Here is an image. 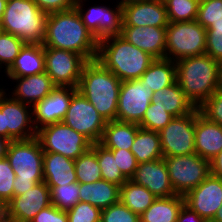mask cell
Returning a JSON list of instances; mask_svg holds the SVG:
<instances>
[{
  "mask_svg": "<svg viewBox=\"0 0 222 222\" xmlns=\"http://www.w3.org/2000/svg\"><path fill=\"white\" fill-rule=\"evenodd\" d=\"M42 45L75 52L87 61L95 60L98 53V41L75 8L47 15Z\"/></svg>",
  "mask_w": 222,
  "mask_h": 222,
  "instance_id": "cell-1",
  "label": "cell"
},
{
  "mask_svg": "<svg viewBox=\"0 0 222 222\" xmlns=\"http://www.w3.org/2000/svg\"><path fill=\"white\" fill-rule=\"evenodd\" d=\"M120 81L99 61H87L83 66L77 91L81 93L107 122L116 120Z\"/></svg>",
  "mask_w": 222,
  "mask_h": 222,
  "instance_id": "cell-2",
  "label": "cell"
},
{
  "mask_svg": "<svg viewBox=\"0 0 222 222\" xmlns=\"http://www.w3.org/2000/svg\"><path fill=\"white\" fill-rule=\"evenodd\" d=\"M96 60L120 81H129L139 79L155 58L121 36H112L98 42Z\"/></svg>",
  "mask_w": 222,
  "mask_h": 222,
  "instance_id": "cell-3",
  "label": "cell"
},
{
  "mask_svg": "<svg viewBox=\"0 0 222 222\" xmlns=\"http://www.w3.org/2000/svg\"><path fill=\"white\" fill-rule=\"evenodd\" d=\"M175 64L176 81L184 95L199 108L217 89L220 62L203 54L179 59Z\"/></svg>",
  "mask_w": 222,
  "mask_h": 222,
  "instance_id": "cell-4",
  "label": "cell"
},
{
  "mask_svg": "<svg viewBox=\"0 0 222 222\" xmlns=\"http://www.w3.org/2000/svg\"><path fill=\"white\" fill-rule=\"evenodd\" d=\"M43 150L37 137L28 140L9 141L5 157L16 175L13 196H18L44 181Z\"/></svg>",
  "mask_w": 222,
  "mask_h": 222,
  "instance_id": "cell-5",
  "label": "cell"
},
{
  "mask_svg": "<svg viewBox=\"0 0 222 222\" xmlns=\"http://www.w3.org/2000/svg\"><path fill=\"white\" fill-rule=\"evenodd\" d=\"M46 17L33 0H7L1 25L3 32L25 43L42 44Z\"/></svg>",
  "mask_w": 222,
  "mask_h": 222,
  "instance_id": "cell-6",
  "label": "cell"
},
{
  "mask_svg": "<svg viewBox=\"0 0 222 222\" xmlns=\"http://www.w3.org/2000/svg\"><path fill=\"white\" fill-rule=\"evenodd\" d=\"M206 29L196 20L169 22L166 27L165 58L172 61L203 55L206 52Z\"/></svg>",
  "mask_w": 222,
  "mask_h": 222,
  "instance_id": "cell-7",
  "label": "cell"
},
{
  "mask_svg": "<svg viewBox=\"0 0 222 222\" xmlns=\"http://www.w3.org/2000/svg\"><path fill=\"white\" fill-rule=\"evenodd\" d=\"M43 152L59 153L70 159H77L92 147V142L63 122L41 127L36 136Z\"/></svg>",
  "mask_w": 222,
  "mask_h": 222,
  "instance_id": "cell-8",
  "label": "cell"
},
{
  "mask_svg": "<svg viewBox=\"0 0 222 222\" xmlns=\"http://www.w3.org/2000/svg\"><path fill=\"white\" fill-rule=\"evenodd\" d=\"M164 161L176 195L185 196L210 175V161L197 153L164 157Z\"/></svg>",
  "mask_w": 222,
  "mask_h": 222,
  "instance_id": "cell-9",
  "label": "cell"
},
{
  "mask_svg": "<svg viewBox=\"0 0 222 222\" xmlns=\"http://www.w3.org/2000/svg\"><path fill=\"white\" fill-rule=\"evenodd\" d=\"M86 2L89 1L76 0L74 8L77 10L84 25L98 42L108 37L121 35L123 27L122 7L117 3L113 5L114 7H111L110 4L108 6L104 5V3L100 5L94 3L89 8H85Z\"/></svg>",
  "mask_w": 222,
  "mask_h": 222,
  "instance_id": "cell-10",
  "label": "cell"
},
{
  "mask_svg": "<svg viewBox=\"0 0 222 222\" xmlns=\"http://www.w3.org/2000/svg\"><path fill=\"white\" fill-rule=\"evenodd\" d=\"M9 88L5 87L0 92V110L2 113L5 139L28 140L37 136V130L33 124L32 106L14 99Z\"/></svg>",
  "mask_w": 222,
  "mask_h": 222,
  "instance_id": "cell-11",
  "label": "cell"
},
{
  "mask_svg": "<svg viewBox=\"0 0 222 222\" xmlns=\"http://www.w3.org/2000/svg\"><path fill=\"white\" fill-rule=\"evenodd\" d=\"M62 122L76 132L83 134L92 143L101 141L107 124V121L102 118L94 106L78 91L72 95Z\"/></svg>",
  "mask_w": 222,
  "mask_h": 222,
  "instance_id": "cell-12",
  "label": "cell"
},
{
  "mask_svg": "<svg viewBox=\"0 0 222 222\" xmlns=\"http://www.w3.org/2000/svg\"><path fill=\"white\" fill-rule=\"evenodd\" d=\"M45 72L59 87L77 88L87 60L80 54L44 47Z\"/></svg>",
  "mask_w": 222,
  "mask_h": 222,
  "instance_id": "cell-13",
  "label": "cell"
},
{
  "mask_svg": "<svg viewBox=\"0 0 222 222\" xmlns=\"http://www.w3.org/2000/svg\"><path fill=\"white\" fill-rule=\"evenodd\" d=\"M160 134L164 157L191 155L195 152V110L192 113L174 117Z\"/></svg>",
  "mask_w": 222,
  "mask_h": 222,
  "instance_id": "cell-14",
  "label": "cell"
},
{
  "mask_svg": "<svg viewBox=\"0 0 222 222\" xmlns=\"http://www.w3.org/2000/svg\"><path fill=\"white\" fill-rule=\"evenodd\" d=\"M153 92L138 79L122 81L119 90L117 121L139 124L148 109Z\"/></svg>",
  "mask_w": 222,
  "mask_h": 222,
  "instance_id": "cell-15",
  "label": "cell"
},
{
  "mask_svg": "<svg viewBox=\"0 0 222 222\" xmlns=\"http://www.w3.org/2000/svg\"><path fill=\"white\" fill-rule=\"evenodd\" d=\"M50 205V188L42 181L25 193L13 196L4 207V212L13 222H30L41 210Z\"/></svg>",
  "mask_w": 222,
  "mask_h": 222,
  "instance_id": "cell-16",
  "label": "cell"
},
{
  "mask_svg": "<svg viewBox=\"0 0 222 222\" xmlns=\"http://www.w3.org/2000/svg\"><path fill=\"white\" fill-rule=\"evenodd\" d=\"M185 205L207 222H211L222 207V179L210 174L185 196Z\"/></svg>",
  "mask_w": 222,
  "mask_h": 222,
  "instance_id": "cell-17",
  "label": "cell"
},
{
  "mask_svg": "<svg viewBox=\"0 0 222 222\" xmlns=\"http://www.w3.org/2000/svg\"><path fill=\"white\" fill-rule=\"evenodd\" d=\"M77 91L74 87L57 86L44 99L32 107L33 124L36 130L43 126L62 122L69 108L72 95Z\"/></svg>",
  "mask_w": 222,
  "mask_h": 222,
  "instance_id": "cell-18",
  "label": "cell"
},
{
  "mask_svg": "<svg viewBox=\"0 0 222 222\" xmlns=\"http://www.w3.org/2000/svg\"><path fill=\"white\" fill-rule=\"evenodd\" d=\"M130 180L147 188L157 198L176 195L164 158L138 163V167Z\"/></svg>",
  "mask_w": 222,
  "mask_h": 222,
  "instance_id": "cell-19",
  "label": "cell"
},
{
  "mask_svg": "<svg viewBox=\"0 0 222 222\" xmlns=\"http://www.w3.org/2000/svg\"><path fill=\"white\" fill-rule=\"evenodd\" d=\"M120 36L155 59L165 58L166 27L123 26Z\"/></svg>",
  "mask_w": 222,
  "mask_h": 222,
  "instance_id": "cell-20",
  "label": "cell"
},
{
  "mask_svg": "<svg viewBox=\"0 0 222 222\" xmlns=\"http://www.w3.org/2000/svg\"><path fill=\"white\" fill-rule=\"evenodd\" d=\"M15 86L7 93L20 102L34 106L49 95L57 86L46 72L19 78H8ZM15 82V83H14Z\"/></svg>",
  "mask_w": 222,
  "mask_h": 222,
  "instance_id": "cell-21",
  "label": "cell"
},
{
  "mask_svg": "<svg viewBox=\"0 0 222 222\" xmlns=\"http://www.w3.org/2000/svg\"><path fill=\"white\" fill-rule=\"evenodd\" d=\"M168 23L163 0L132 3L123 7V26L167 27Z\"/></svg>",
  "mask_w": 222,
  "mask_h": 222,
  "instance_id": "cell-22",
  "label": "cell"
},
{
  "mask_svg": "<svg viewBox=\"0 0 222 222\" xmlns=\"http://www.w3.org/2000/svg\"><path fill=\"white\" fill-rule=\"evenodd\" d=\"M195 152L210 161L222 150V126L195 109Z\"/></svg>",
  "mask_w": 222,
  "mask_h": 222,
  "instance_id": "cell-23",
  "label": "cell"
},
{
  "mask_svg": "<svg viewBox=\"0 0 222 222\" xmlns=\"http://www.w3.org/2000/svg\"><path fill=\"white\" fill-rule=\"evenodd\" d=\"M45 72L44 47L26 43L13 64L4 71L7 78H19Z\"/></svg>",
  "mask_w": 222,
  "mask_h": 222,
  "instance_id": "cell-24",
  "label": "cell"
},
{
  "mask_svg": "<svg viewBox=\"0 0 222 222\" xmlns=\"http://www.w3.org/2000/svg\"><path fill=\"white\" fill-rule=\"evenodd\" d=\"M43 176L47 186L77 182L74 160L59 153H43Z\"/></svg>",
  "mask_w": 222,
  "mask_h": 222,
  "instance_id": "cell-25",
  "label": "cell"
},
{
  "mask_svg": "<svg viewBox=\"0 0 222 222\" xmlns=\"http://www.w3.org/2000/svg\"><path fill=\"white\" fill-rule=\"evenodd\" d=\"M120 186L106 180L79 183V201L103 210L119 201Z\"/></svg>",
  "mask_w": 222,
  "mask_h": 222,
  "instance_id": "cell-26",
  "label": "cell"
},
{
  "mask_svg": "<svg viewBox=\"0 0 222 222\" xmlns=\"http://www.w3.org/2000/svg\"><path fill=\"white\" fill-rule=\"evenodd\" d=\"M152 103L159 105L174 117L192 113L196 107L184 95L183 90L176 81L174 84L164 87L153 93Z\"/></svg>",
  "mask_w": 222,
  "mask_h": 222,
  "instance_id": "cell-27",
  "label": "cell"
},
{
  "mask_svg": "<svg viewBox=\"0 0 222 222\" xmlns=\"http://www.w3.org/2000/svg\"><path fill=\"white\" fill-rule=\"evenodd\" d=\"M138 80L153 93L174 84L177 80L175 61L155 59Z\"/></svg>",
  "mask_w": 222,
  "mask_h": 222,
  "instance_id": "cell-28",
  "label": "cell"
},
{
  "mask_svg": "<svg viewBox=\"0 0 222 222\" xmlns=\"http://www.w3.org/2000/svg\"><path fill=\"white\" fill-rule=\"evenodd\" d=\"M139 125L113 120L107 122L101 141L107 149L131 150Z\"/></svg>",
  "mask_w": 222,
  "mask_h": 222,
  "instance_id": "cell-29",
  "label": "cell"
},
{
  "mask_svg": "<svg viewBox=\"0 0 222 222\" xmlns=\"http://www.w3.org/2000/svg\"><path fill=\"white\" fill-rule=\"evenodd\" d=\"M184 196L159 197L140 215V222H176Z\"/></svg>",
  "mask_w": 222,
  "mask_h": 222,
  "instance_id": "cell-30",
  "label": "cell"
},
{
  "mask_svg": "<svg viewBox=\"0 0 222 222\" xmlns=\"http://www.w3.org/2000/svg\"><path fill=\"white\" fill-rule=\"evenodd\" d=\"M130 151L138 163L163 158L159 132L139 128Z\"/></svg>",
  "mask_w": 222,
  "mask_h": 222,
  "instance_id": "cell-31",
  "label": "cell"
},
{
  "mask_svg": "<svg viewBox=\"0 0 222 222\" xmlns=\"http://www.w3.org/2000/svg\"><path fill=\"white\" fill-rule=\"evenodd\" d=\"M157 197L147 188L127 180L120 187L119 200L137 215L144 213Z\"/></svg>",
  "mask_w": 222,
  "mask_h": 222,
  "instance_id": "cell-32",
  "label": "cell"
},
{
  "mask_svg": "<svg viewBox=\"0 0 222 222\" xmlns=\"http://www.w3.org/2000/svg\"><path fill=\"white\" fill-rule=\"evenodd\" d=\"M75 173L78 183H93L101 180V169L96 155V143L74 160Z\"/></svg>",
  "mask_w": 222,
  "mask_h": 222,
  "instance_id": "cell-33",
  "label": "cell"
},
{
  "mask_svg": "<svg viewBox=\"0 0 222 222\" xmlns=\"http://www.w3.org/2000/svg\"><path fill=\"white\" fill-rule=\"evenodd\" d=\"M96 155L103 180L122 186L127 179L121 173L113 152L100 143H96Z\"/></svg>",
  "mask_w": 222,
  "mask_h": 222,
  "instance_id": "cell-34",
  "label": "cell"
},
{
  "mask_svg": "<svg viewBox=\"0 0 222 222\" xmlns=\"http://www.w3.org/2000/svg\"><path fill=\"white\" fill-rule=\"evenodd\" d=\"M200 0H163L168 22L196 20Z\"/></svg>",
  "mask_w": 222,
  "mask_h": 222,
  "instance_id": "cell-35",
  "label": "cell"
},
{
  "mask_svg": "<svg viewBox=\"0 0 222 222\" xmlns=\"http://www.w3.org/2000/svg\"><path fill=\"white\" fill-rule=\"evenodd\" d=\"M51 194V204L58 209L68 211L79 202V183L48 186Z\"/></svg>",
  "mask_w": 222,
  "mask_h": 222,
  "instance_id": "cell-36",
  "label": "cell"
},
{
  "mask_svg": "<svg viewBox=\"0 0 222 222\" xmlns=\"http://www.w3.org/2000/svg\"><path fill=\"white\" fill-rule=\"evenodd\" d=\"M26 43L18 37L3 32L0 35V72L6 71ZM5 67V68H4ZM4 69L3 71H1Z\"/></svg>",
  "mask_w": 222,
  "mask_h": 222,
  "instance_id": "cell-37",
  "label": "cell"
},
{
  "mask_svg": "<svg viewBox=\"0 0 222 222\" xmlns=\"http://www.w3.org/2000/svg\"><path fill=\"white\" fill-rule=\"evenodd\" d=\"M173 118L174 116L164 110V108L151 102L138 125L140 128L159 132L166 127Z\"/></svg>",
  "mask_w": 222,
  "mask_h": 222,
  "instance_id": "cell-38",
  "label": "cell"
},
{
  "mask_svg": "<svg viewBox=\"0 0 222 222\" xmlns=\"http://www.w3.org/2000/svg\"><path fill=\"white\" fill-rule=\"evenodd\" d=\"M222 20V0H200L196 21L205 29Z\"/></svg>",
  "mask_w": 222,
  "mask_h": 222,
  "instance_id": "cell-39",
  "label": "cell"
},
{
  "mask_svg": "<svg viewBox=\"0 0 222 222\" xmlns=\"http://www.w3.org/2000/svg\"><path fill=\"white\" fill-rule=\"evenodd\" d=\"M15 173L8 159L0 158V204L4 208L13 198V182Z\"/></svg>",
  "mask_w": 222,
  "mask_h": 222,
  "instance_id": "cell-40",
  "label": "cell"
},
{
  "mask_svg": "<svg viewBox=\"0 0 222 222\" xmlns=\"http://www.w3.org/2000/svg\"><path fill=\"white\" fill-rule=\"evenodd\" d=\"M68 222H101L102 210L87 202H78L66 211Z\"/></svg>",
  "mask_w": 222,
  "mask_h": 222,
  "instance_id": "cell-41",
  "label": "cell"
},
{
  "mask_svg": "<svg viewBox=\"0 0 222 222\" xmlns=\"http://www.w3.org/2000/svg\"><path fill=\"white\" fill-rule=\"evenodd\" d=\"M101 222H140V216L132 212L119 200L102 210Z\"/></svg>",
  "mask_w": 222,
  "mask_h": 222,
  "instance_id": "cell-42",
  "label": "cell"
},
{
  "mask_svg": "<svg viewBox=\"0 0 222 222\" xmlns=\"http://www.w3.org/2000/svg\"><path fill=\"white\" fill-rule=\"evenodd\" d=\"M206 52L213 60L222 62V20L206 29Z\"/></svg>",
  "mask_w": 222,
  "mask_h": 222,
  "instance_id": "cell-43",
  "label": "cell"
},
{
  "mask_svg": "<svg viewBox=\"0 0 222 222\" xmlns=\"http://www.w3.org/2000/svg\"><path fill=\"white\" fill-rule=\"evenodd\" d=\"M208 120L222 126V94L215 91L199 108Z\"/></svg>",
  "mask_w": 222,
  "mask_h": 222,
  "instance_id": "cell-44",
  "label": "cell"
},
{
  "mask_svg": "<svg viewBox=\"0 0 222 222\" xmlns=\"http://www.w3.org/2000/svg\"><path fill=\"white\" fill-rule=\"evenodd\" d=\"M113 152L114 158H116L117 166L119 167L123 176L130 180L136 168L138 167V162L134 154L130 150L126 149H109Z\"/></svg>",
  "mask_w": 222,
  "mask_h": 222,
  "instance_id": "cell-45",
  "label": "cell"
},
{
  "mask_svg": "<svg viewBox=\"0 0 222 222\" xmlns=\"http://www.w3.org/2000/svg\"><path fill=\"white\" fill-rule=\"evenodd\" d=\"M38 8L47 15L74 9L76 0H33Z\"/></svg>",
  "mask_w": 222,
  "mask_h": 222,
  "instance_id": "cell-46",
  "label": "cell"
},
{
  "mask_svg": "<svg viewBox=\"0 0 222 222\" xmlns=\"http://www.w3.org/2000/svg\"><path fill=\"white\" fill-rule=\"evenodd\" d=\"M30 222H68L67 212L54 205L41 210Z\"/></svg>",
  "mask_w": 222,
  "mask_h": 222,
  "instance_id": "cell-47",
  "label": "cell"
},
{
  "mask_svg": "<svg viewBox=\"0 0 222 222\" xmlns=\"http://www.w3.org/2000/svg\"><path fill=\"white\" fill-rule=\"evenodd\" d=\"M176 222H207L185 204L182 206Z\"/></svg>",
  "mask_w": 222,
  "mask_h": 222,
  "instance_id": "cell-48",
  "label": "cell"
},
{
  "mask_svg": "<svg viewBox=\"0 0 222 222\" xmlns=\"http://www.w3.org/2000/svg\"><path fill=\"white\" fill-rule=\"evenodd\" d=\"M210 174L222 179V150L210 160Z\"/></svg>",
  "mask_w": 222,
  "mask_h": 222,
  "instance_id": "cell-49",
  "label": "cell"
},
{
  "mask_svg": "<svg viewBox=\"0 0 222 222\" xmlns=\"http://www.w3.org/2000/svg\"><path fill=\"white\" fill-rule=\"evenodd\" d=\"M152 0H116L114 3H117L120 7H124L126 5L132 4V3H139V2H148Z\"/></svg>",
  "mask_w": 222,
  "mask_h": 222,
  "instance_id": "cell-50",
  "label": "cell"
},
{
  "mask_svg": "<svg viewBox=\"0 0 222 222\" xmlns=\"http://www.w3.org/2000/svg\"><path fill=\"white\" fill-rule=\"evenodd\" d=\"M8 140L0 136V158L5 156Z\"/></svg>",
  "mask_w": 222,
  "mask_h": 222,
  "instance_id": "cell-51",
  "label": "cell"
},
{
  "mask_svg": "<svg viewBox=\"0 0 222 222\" xmlns=\"http://www.w3.org/2000/svg\"><path fill=\"white\" fill-rule=\"evenodd\" d=\"M217 92L222 94V62L219 65V70H218V83H217Z\"/></svg>",
  "mask_w": 222,
  "mask_h": 222,
  "instance_id": "cell-52",
  "label": "cell"
},
{
  "mask_svg": "<svg viewBox=\"0 0 222 222\" xmlns=\"http://www.w3.org/2000/svg\"><path fill=\"white\" fill-rule=\"evenodd\" d=\"M211 222H222V207H220Z\"/></svg>",
  "mask_w": 222,
  "mask_h": 222,
  "instance_id": "cell-53",
  "label": "cell"
},
{
  "mask_svg": "<svg viewBox=\"0 0 222 222\" xmlns=\"http://www.w3.org/2000/svg\"><path fill=\"white\" fill-rule=\"evenodd\" d=\"M7 0H0V22L2 21Z\"/></svg>",
  "mask_w": 222,
  "mask_h": 222,
  "instance_id": "cell-54",
  "label": "cell"
},
{
  "mask_svg": "<svg viewBox=\"0 0 222 222\" xmlns=\"http://www.w3.org/2000/svg\"><path fill=\"white\" fill-rule=\"evenodd\" d=\"M0 136L5 138V129H3L2 113L0 110Z\"/></svg>",
  "mask_w": 222,
  "mask_h": 222,
  "instance_id": "cell-55",
  "label": "cell"
},
{
  "mask_svg": "<svg viewBox=\"0 0 222 222\" xmlns=\"http://www.w3.org/2000/svg\"><path fill=\"white\" fill-rule=\"evenodd\" d=\"M0 222H13L5 212L0 214Z\"/></svg>",
  "mask_w": 222,
  "mask_h": 222,
  "instance_id": "cell-56",
  "label": "cell"
},
{
  "mask_svg": "<svg viewBox=\"0 0 222 222\" xmlns=\"http://www.w3.org/2000/svg\"><path fill=\"white\" fill-rule=\"evenodd\" d=\"M4 212V208L2 207V205L0 204V214Z\"/></svg>",
  "mask_w": 222,
  "mask_h": 222,
  "instance_id": "cell-57",
  "label": "cell"
},
{
  "mask_svg": "<svg viewBox=\"0 0 222 222\" xmlns=\"http://www.w3.org/2000/svg\"><path fill=\"white\" fill-rule=\"evenodd\" d=\"M3 33V29H2V25H1V22H0V35Z\"/></svg>",
  "mask_w": 222,
  "mask_h": 222,
  "instance_id": "cell-58",
  "label": "cell"
},
{
  "mask_svg": "<svg viewBox=\"0 0 222 222\" xmlns=\"http://www.w3.org/2000/svg\"><path fill=\"white\" fill-rule=\"evenodd\" d=\"M7 85H5V86H3L2 84H0V92H1V90L4 88V87H6Z\"/></svg>",
  "mask_w": 222,
  "mask_h": 222,
  "instance_id": "cell-59",
  "label": "cell"
}]
</instances>
